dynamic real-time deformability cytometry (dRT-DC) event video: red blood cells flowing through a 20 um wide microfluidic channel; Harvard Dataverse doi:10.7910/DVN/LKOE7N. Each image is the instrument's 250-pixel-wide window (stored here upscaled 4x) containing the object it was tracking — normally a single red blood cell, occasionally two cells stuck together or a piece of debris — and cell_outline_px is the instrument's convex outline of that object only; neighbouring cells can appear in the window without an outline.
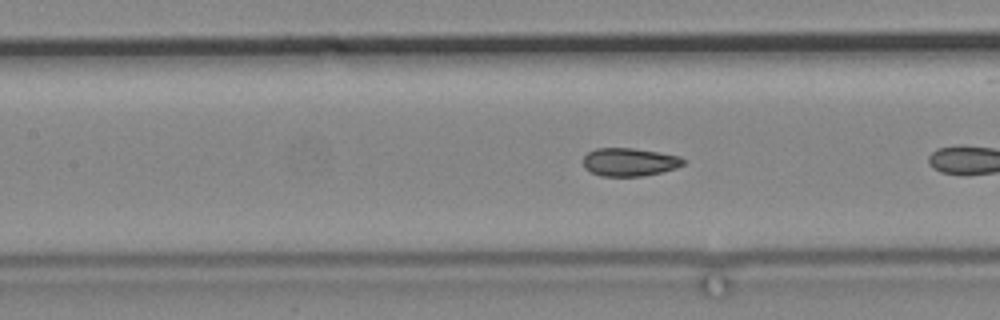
{"species": "common noctule bat (a hibernating species)", "species_latin": "Nyctalus noctula", "temperature_condition": "cold", "stored_images_in_passage": 9, "camera_frame_rate_fps": 3000, "um_per_image_px": 0.085, "animal": {"sex": "male", "body_mass_g": 19.2, "forearm_length_mm": 51.8}, "frame": {"image": 1, "passage_image": 8, "time_ms": 2.333, "image_size_px": [1000, 320], "cell_outline_px": [[684, 164], [676, 168], [660, 172], [640, 176], [600, 176], [584, 168], [584, 156], [588, 152], [596, 148], [632, 148], [680, 156], [684, 160]], "centroid_in_image_um": [53.48, 13.77], "position_along_channel_um": 153.9, "area_um2": 16.24}}